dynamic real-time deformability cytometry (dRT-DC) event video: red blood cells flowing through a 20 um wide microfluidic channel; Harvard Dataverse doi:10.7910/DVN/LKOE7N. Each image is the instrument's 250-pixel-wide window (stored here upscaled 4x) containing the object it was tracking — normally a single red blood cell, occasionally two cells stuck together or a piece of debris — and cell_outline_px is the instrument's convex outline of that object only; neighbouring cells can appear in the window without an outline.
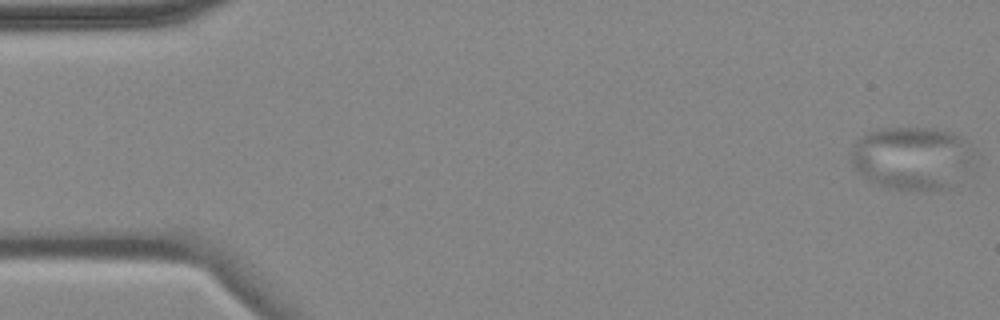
{"species": "common noctule bat (a hibernating species)", "species_latin": "Nyctalus noctula", "temperature_condition": "cold", "stored_images_in_passage": 5, "camera_frame_rate_fps": 3000, "um_per_image_px": 0.085, "animal": {"sex": "female", "body_mass_g": 18.4}, "frame": {"image": 1, "passage_image": 1, "time_ms": 0.0, "image_size_px": [1000, 320], "cell_outline_px": [[976, 152], [948, 188], [892, 188], [868, 180], [856, 168], [848, 152], [852, 144], [856, 140], [868, 132], [880, 128], [928, 128], [944, 132], [956, 136]], "centroid_in_image_um": [77.39, 13.38], "position_along_channel_um": 7.6, "area_um2": 43.41}}